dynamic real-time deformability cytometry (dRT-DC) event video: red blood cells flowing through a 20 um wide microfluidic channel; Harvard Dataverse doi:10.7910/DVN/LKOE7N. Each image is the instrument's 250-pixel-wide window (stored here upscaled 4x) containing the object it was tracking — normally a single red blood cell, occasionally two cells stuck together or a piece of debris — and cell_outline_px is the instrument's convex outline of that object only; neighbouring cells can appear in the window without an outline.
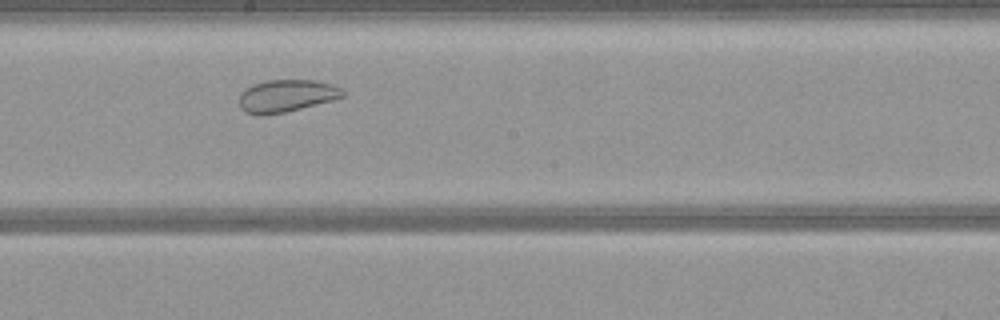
{"species": "common noctule bat (a hibernating species)", "species_latin": "Nyctalus noctula", "temperature_condition": "warm", "stored_images_in_passage": 32, "camera_frame_rate_fps": 3000, "um_per_image_px": 0.085, "animal": {"sex": "female", "body_mass_g": 21.9}, "frame": {"image": 1, "passage_image": 19, "time_ms": 6.0, "image_size_px": [1000, 320], "cell_outline_px": [[344, 96], [336, 100], [284, 112], [264, 116], [260, 116], [244, 112], [240, 108], [240, 92], [244, 88], [252, 84], [268, 80], [312, 80], [332, 84], [344, 88]], "centroid_in_image_um": [24.35, 8.15], "position_along_channel_um": 223.9, "area_um2": 19.88}}
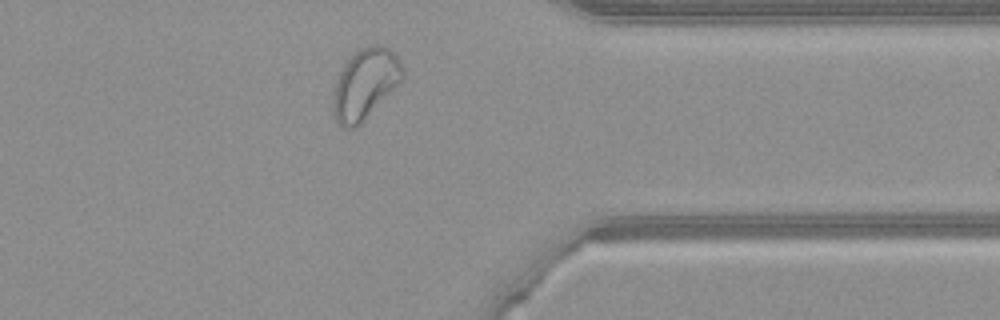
{"frame": {"image": 2, "passage_image": 32, "time_ms": 10.333, "image_size_px": [1000, 320], "cell_outline_px": [[404, 80], [356, 128], [344, 128], [332, 116], [332, 92], [340, 72], [344, 64], [360, 48], [368, 44], [372, 44], [388, 48], [396, 52], [404, 68]], "centroid_in_image_um": [31.05, 7.14], "position_along_channel_um": 380.3, "area_um2": 28.96}}